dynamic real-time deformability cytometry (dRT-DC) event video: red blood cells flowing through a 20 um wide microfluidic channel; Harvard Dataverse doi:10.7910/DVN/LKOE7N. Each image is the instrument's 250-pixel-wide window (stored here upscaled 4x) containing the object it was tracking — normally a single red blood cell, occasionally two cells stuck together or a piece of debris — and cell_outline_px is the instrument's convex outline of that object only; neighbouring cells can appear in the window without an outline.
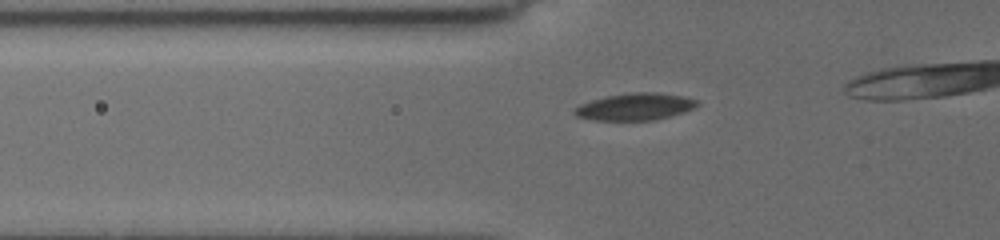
{"species": "common noctule bat (a hibernating species)", "species_latin": "Nyctalus noctula", "temperature_condition": "cold", "stored_images_in_passage": 16, "camera_frame_rate_fps": 3000, "um_per_image_px": 0.085, "animal": {"sex": "female", "body_mass_g": 19.5, "forearm_length_mm": 54.1}, "frame": {"image": 1, "passage_image": 9, "time_ms": 1.333, "image_size_px": [1000, 240], "cell_outline_px": [[700, 104], [696, 108], [684, 112], [652, 120], [596, 120], [576, 116], [572, 112], [572, 108], [580, 104], [592, 100], [608, 96], [628, 92], [660, 92], [700, 100]], "centroid_in_image_um": [53.99, 9.06], "position_along_channel_um": 71.8, "area_um2": 19.42}}